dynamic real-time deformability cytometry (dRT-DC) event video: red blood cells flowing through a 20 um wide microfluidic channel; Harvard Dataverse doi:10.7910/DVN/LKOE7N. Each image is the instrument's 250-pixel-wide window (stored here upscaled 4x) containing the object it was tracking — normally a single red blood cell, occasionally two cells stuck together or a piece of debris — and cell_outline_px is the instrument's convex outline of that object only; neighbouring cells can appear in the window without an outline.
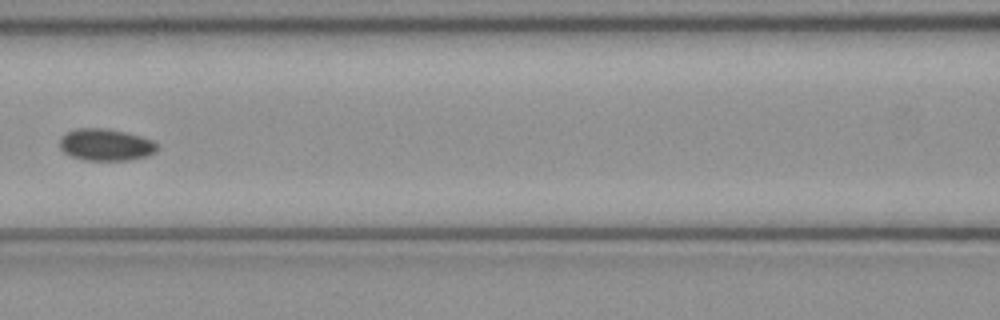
{"species": "common noctule bat (a hibernating species)", "species_latin": "Nyctalus noctula", "temperature_condition": "cold", "stored_images_in_passage": 6, "camera_frame_rate_fps": 3000, "um_per_image_px": 0.085, "animal": {"sex": "female", "body_mass_g": 21.9}, "frame": {"image": 1, "passage_image": 6, "time_ms": 1.667, "image_size_px": [1000, 320], "cell_outline_px": [[160, 148], [156, 152], [148, 156], [128, 160], [84, 160], [72, 156], [64, 152], [60, 148], [60, 136], [64, 132], [76, 128], [108, 128], [128, 132], [152, 140], [160, 144]], "centroid_in_image_um": [9.02, 12.29], "position_along_channel_um": 157.6, "area_um2": 18.55}}